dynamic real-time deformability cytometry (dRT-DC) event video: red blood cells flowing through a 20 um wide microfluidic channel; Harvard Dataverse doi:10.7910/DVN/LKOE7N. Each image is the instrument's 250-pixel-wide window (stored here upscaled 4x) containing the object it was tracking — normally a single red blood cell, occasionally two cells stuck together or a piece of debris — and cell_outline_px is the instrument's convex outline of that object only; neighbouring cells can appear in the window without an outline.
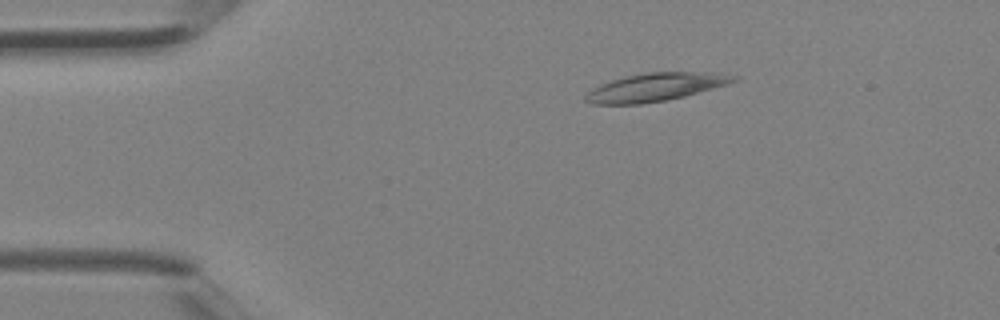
{"species": "Egyptian fruit bat (a non-hibernating species)", "species_latin": "Rousettus aegyptiacus", "temperature_condition": "room temperature", "stored_images_in_passage": 3, "camera_frame_rate_fps": 3000, "um_per_image_px": 0.085, "animal": {"sex": "female"}, "frame": {"image": 1, "passage_image": 2, "time_ms": 0.333, "image_size_px": [1000, 320], "cell_outline_px": [[740, 80], [728, 84], [684, 96], [668, 100], [640, 104], [592, 104], [584, 100], [584, 96], [592, 88], [600, 84], [624, 76], [648, 72], [708, 72], [740, 76]], "centroid_in_image_um": [55.72, 7.4], "position_along_channel_um": 29.3, "area_um2": 24.33}}